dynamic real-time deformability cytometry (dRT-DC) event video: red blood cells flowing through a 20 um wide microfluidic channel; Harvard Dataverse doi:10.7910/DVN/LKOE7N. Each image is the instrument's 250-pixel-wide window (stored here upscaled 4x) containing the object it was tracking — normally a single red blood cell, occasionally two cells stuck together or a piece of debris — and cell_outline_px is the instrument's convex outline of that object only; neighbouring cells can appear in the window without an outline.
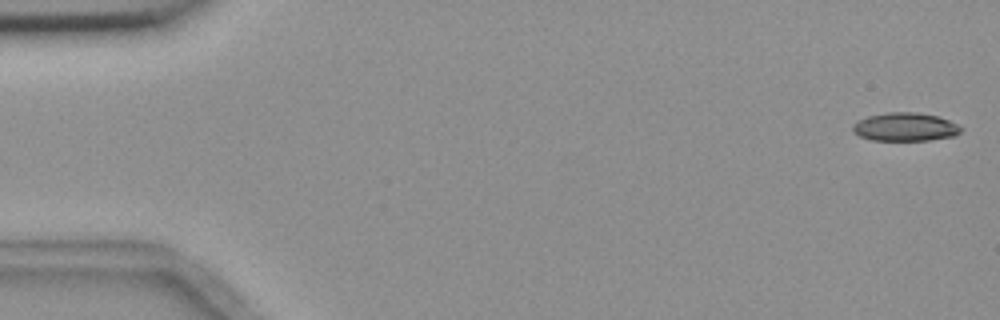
{"species": "common noctule bat (a hibernating species)", "species_latin": "Nyctalus noctula", "temperature_condition": "room temperature", "stored_images_in_passage": 5, "camera_frame_rate_fps": 3000, "um_per_image_px": 0.085, "animal": {"sex": "female", "body_mass_g": 18.4}, "frame": {"image": 1, "passage_image": 1, "time_ms": 0.0, "image_size_px": [1000, 320], "cell_outline_px": [[964, 128], [956, 136], [928, 140], [872, 140], [860, 136], [852, 132], [852, 124], [856, 120], [868, 116], [888, 112], [916, 112], [936, 116], [948, 120]], "centroid_in_image_um": [76.91, 10.79], "position_along_channel_um": 8.1, "area_um2": 17.98}}
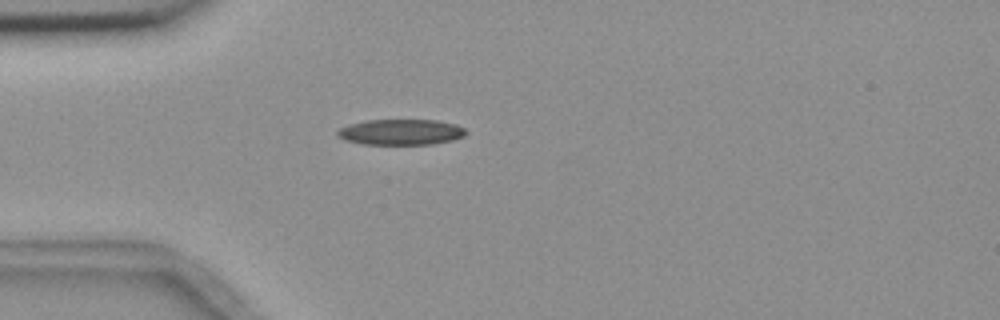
{"frame": {"image": 2, "passage_image": 5, "time_ms": 4.667, "image_size_px": [1000, 320], "cell_outline_px": [[468, 132], [464, 136], [452, 140], [432, 144], [364, 144], [344, 140], [336, 136], [336, 132], [340, 128], [348, 124], [368, 120], [436, 120], [456, 124], [464, 128]], "centroid_in_image_um": [34.06, 11.22], "position_along_channel_um": 50.9, "area_um2": 19.31}}